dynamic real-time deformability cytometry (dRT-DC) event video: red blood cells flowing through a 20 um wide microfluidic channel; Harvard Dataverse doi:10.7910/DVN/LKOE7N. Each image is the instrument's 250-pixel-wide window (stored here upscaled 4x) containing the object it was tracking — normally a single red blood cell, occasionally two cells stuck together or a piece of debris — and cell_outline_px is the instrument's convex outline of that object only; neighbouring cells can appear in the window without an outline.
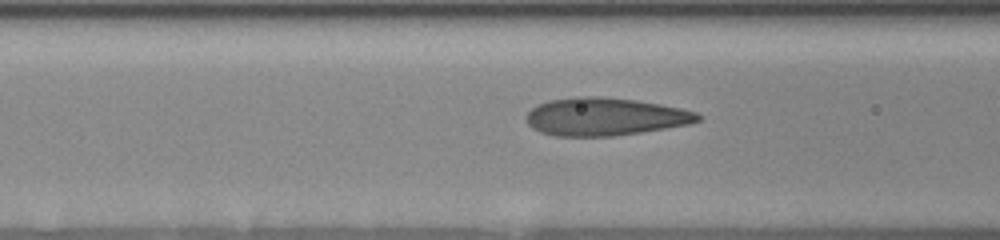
{"species": "human", "species_latin": "Homo sapiens", "temperature_condition": "room temperature", "stored_images_in_passage": 4, "camera_frame_rate_fps": 3000, "um_per_image_px": 0.085, "donor": {"sex": "female"}, "frame": {"image": 1, "passage_image": 3, "time_ms": 1.0, "image_size_px": [1000, 240], "cell_outline_px": [[700, 120], [688, 124], [640, 132], [612, 136], [556, 136], [540, 132], [532, 128], [528, 124], [528, 112], [536, 104], [548, 100], [576, 96], [600, 96], [636, 100], [660, 104], [680, 108], [696, 112], [700, 116]], "centroid_in_image_um": [51.39, 9.91], "position_along_channel_um": 115.2, "area_um2": 37.69}}